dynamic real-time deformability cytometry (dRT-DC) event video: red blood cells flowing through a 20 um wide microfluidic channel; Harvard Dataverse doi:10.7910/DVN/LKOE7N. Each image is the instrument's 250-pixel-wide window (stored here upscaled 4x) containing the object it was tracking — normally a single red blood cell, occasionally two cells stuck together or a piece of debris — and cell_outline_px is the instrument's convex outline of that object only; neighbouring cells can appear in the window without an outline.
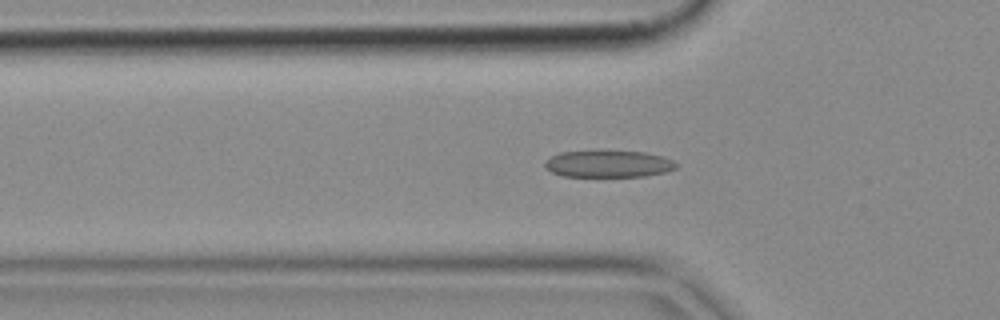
{"species": "common noctule bat (a hibernating species)", "species_latin": "Nyctalus noctula", "temperature_condition": "cold", "stored_images_in_passage": 37, "camera_frame_rate_fps": 3000, "um_per_image_px": 0.085, "animal": {"sex": "female", "body_mass_g": 18.4}, "frame": {"image": 1, "passage_image": 5, "time_ms": 1.333, "image_size_px": [1000, 320], "cell_outline_px": [[680, 164], [676, 168], [664, 172], [644, 176], [564, 176], [552, 172], [544, 168], [544, 164], [552, 156], [560, 152], [604, 148], [644, 152], [660, 156], [672, 160]], "centroid_in_image_um": [51.7, 13.88], "position_along_channel_um": 74.1, "area_um2": 21.27}}
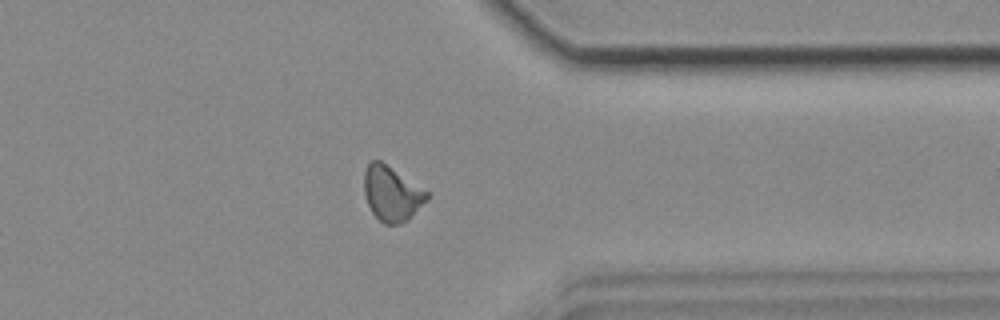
{"frame": {"image": 2, "passage_image": 29, "time_ms": 9.333, "image_size_px": [1000, 320], "cell_outline_px": [[428, 196], [408, 220], [400, 224], [384, 224], [372, 212], [368, 204], [364, 192], [364, 172], [368, 164], [372, 160], [380, 160], [428, 192]], "centroid_in_image_um": [33.26, 16.46], "position_along_channel_um": 378.1, "area_um2": 19.59}}
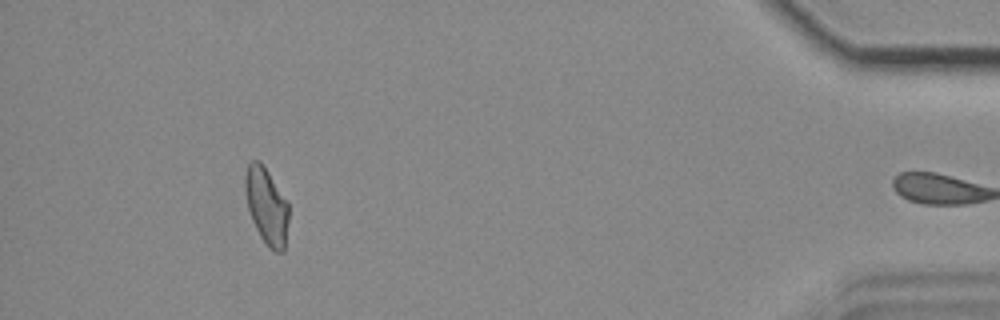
{"frame": {"image": 3, "passage_image": 36, "time_ms": 11.667, "image_size_px": [1000, 320], "cell_outline_px": [[288, 220], [284, 252], [276, 252], [268, 248], [260, 236], [252, 220], [248, 208], [244, 188], [244, 176], [248, 164], [252, 160], [260, 160], [288, 200]], "centroid_in_image_um": [22.66, 17.49], "position_along_channel_um": 412.5, "area_um2": 19.65}}